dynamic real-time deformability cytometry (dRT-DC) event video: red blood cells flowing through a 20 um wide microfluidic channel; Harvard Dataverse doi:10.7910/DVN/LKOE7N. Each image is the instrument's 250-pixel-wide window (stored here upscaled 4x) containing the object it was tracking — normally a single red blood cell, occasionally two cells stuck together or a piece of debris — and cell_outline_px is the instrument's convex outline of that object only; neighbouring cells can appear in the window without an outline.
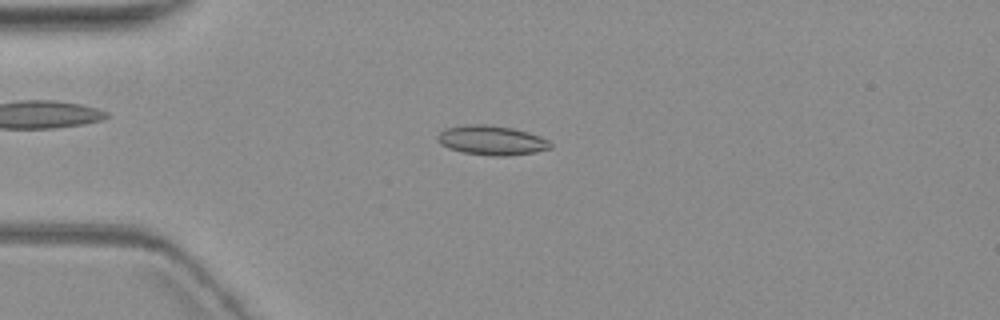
{"species": "common noctule bat (a hibernating species)", "species_latin": "Nyctalus noctula", "temperature_condition": "warm", "stored_images_in_passage": 10, "camera_frame_rate_fps": 3000, "um_per_image_px": 0.085, "animal": {"sex": "female", "body_mass_g": 19.3, "forearm_length_mm": 54.1}, "frame": {"image": 1, "passage_image": 4, "time_ms": 5.667, "image_size_px": [1000, 320], "cell_outline_px": [[552, 148], [536, 152], [508, 156], [492, 156], [464, 152], [448, 148], [440, 144], [436, 140], [436, 136], [444, 128], [464, 124], [488, 124], [512, 128], [528, 132], [540, 136], [548, 140], [552, 144]], "centroid_in_image_um": [41.77, 11.92], "position_along_channel_um": 43.2, "area_um2": 19.65}}
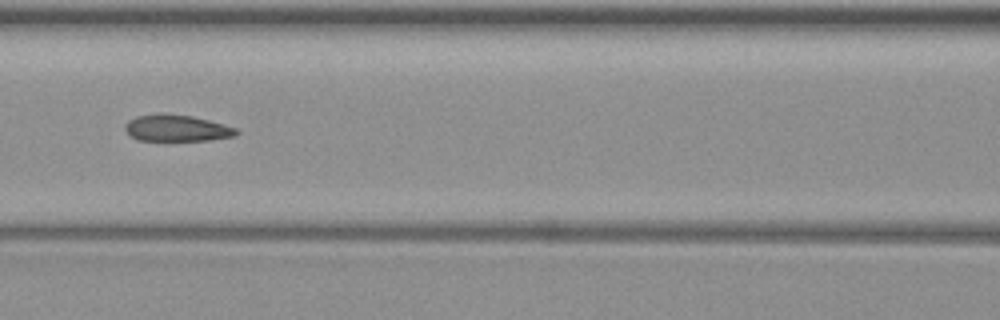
{"frame": {"image": 2, "passage_image": 7, "time_ms": 9.333, "image_size_px": [1000, 320], "cell_outline_px": [[240, 132], [236, 136], [212, 140], [136, 140], [128, 136], [124, 128], [124, 124], [128, 120], [136, 116], [160, 112], [164, 112], [192, 116], [208, 120], [236, 128]], "centroid_in_image_um": [14.97, 10.88], "position_along_channel_um": 151.6, "area_um2": 17.57}}
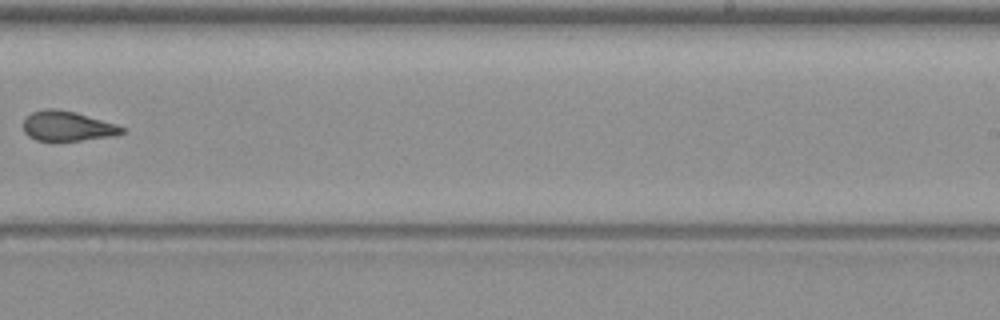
{"frame": {"image": 3, "passage_image": 10, "time_ms": 13.0, "image_size_px": [1000, 320], "cell_outline_px": [[124, 132], [116, 136], [52, 144], [36, 140], [28, 136], [24, 132], [24, 120], [32, 112], [44, 108], [56, 108], [76, 112], [116, 124], [124, 128]], "centroid_in_image_um": [5.71, 10.76], "position_along_channel_um": 283.3, "area_um2": 17.86}}